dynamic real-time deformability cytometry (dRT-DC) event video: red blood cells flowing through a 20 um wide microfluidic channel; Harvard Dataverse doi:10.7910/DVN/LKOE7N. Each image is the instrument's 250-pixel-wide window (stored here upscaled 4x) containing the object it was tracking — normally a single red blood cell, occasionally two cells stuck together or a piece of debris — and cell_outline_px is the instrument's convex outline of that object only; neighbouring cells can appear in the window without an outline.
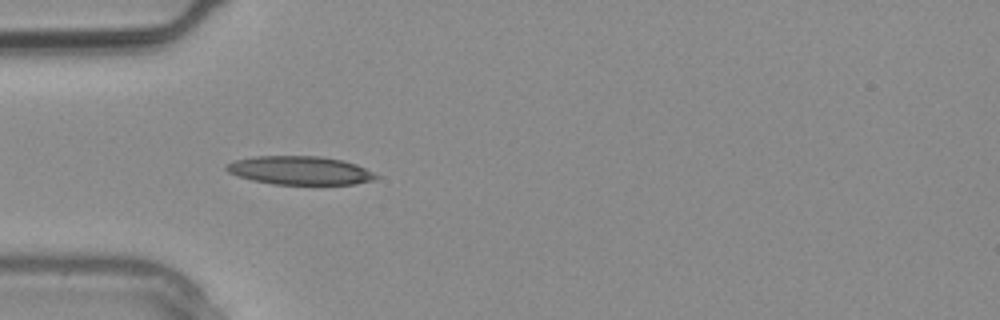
{"species": "common noctule bat (a hibernating species)", "species_latin": "Nyctalus noctula", "temperature_condition": "warm", "stored_images_in_passage": 1, "camera_frame_rate_fps": 3000, "um_per_image_px": 0.085, "animal": {"sex": "male", "body_mass_g": 20.4}, "frame": {"image": 1, "passage_image": 1, "time_ms": 0.0, "image_size_px": [1000, 320], "cell_outline_px": [[380, 176], [372, 180], [356, 184], [272, 184], [252, 180], [236, 176], [228, 172], [224, 168], [224, 164], [232, 160], [256, 156], [320, 156], [344, 160], [356, 164]], "centroid_in_image_um": [25.43, 14.48], "position_along_channel_um": 59.6, "area_um2": 25.03}}